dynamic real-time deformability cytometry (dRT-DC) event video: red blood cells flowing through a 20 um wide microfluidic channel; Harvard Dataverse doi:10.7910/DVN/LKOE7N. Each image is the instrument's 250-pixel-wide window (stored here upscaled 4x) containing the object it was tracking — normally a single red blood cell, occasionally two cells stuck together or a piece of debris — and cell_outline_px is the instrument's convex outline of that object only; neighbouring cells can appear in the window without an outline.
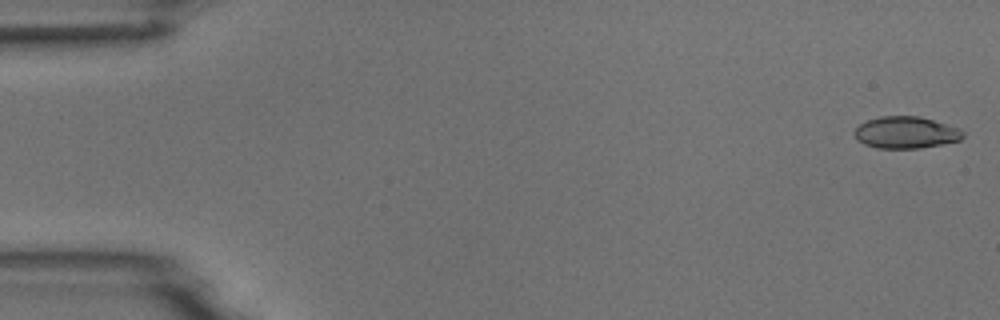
{"species": "common noctule bat (a hibernating species)", "species_latin": "Nyctalus noctula", "temperature_condition": "room temperature", "stored_images_in_passage": 54, "camera_frame_rate_fps": 3000, "um_per_image_px": 0.085, "animal": {"sex": "male", "body_mass_g": 18.8}, "frame": {"image": 1, "passage_image": 1, "time_ms": 0.0, "image_size_px": [1000, 320], "cell_outline_px": [[964, 136], [960, 140], [920, 148], [876, 148], [864, 144], [856, 140], [852, 132], [860, 124], [868, 120], [880, 116], [920, 116], [960, 128], [964, 132]], "centroid_in_image_um": [76.98, 11.26], "position_along_channel_um": 8.0, "area_um2": 20.23}}
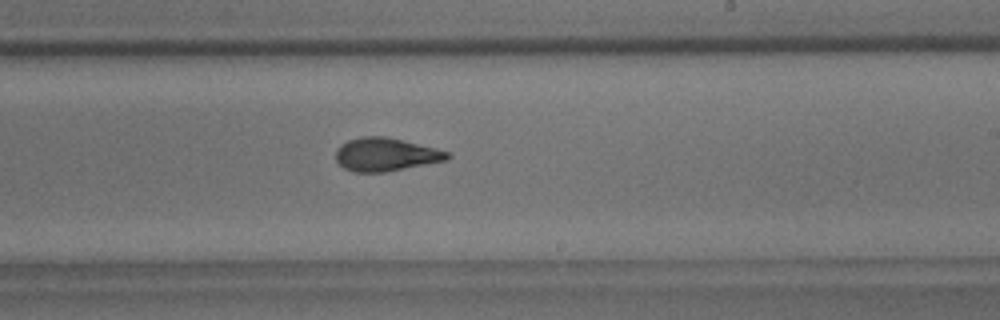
{"frame": {"image": 2, "passage_image": 32, "time_ms": 10.333, "image_size_px": [1000, 320], "cell_outline_px": [[452, 156], [448, 160], [384, 172], [352, 172], [344, 168], [336, 160], [336, 148], [340, 144], [348, 140], [364, 136], [384, 136], [436, 148], [448, 152]], "centroid_in_image_um": [32.77, 13.13], "position_along_channel_um": 256.2, "area_um2": 21.56}}
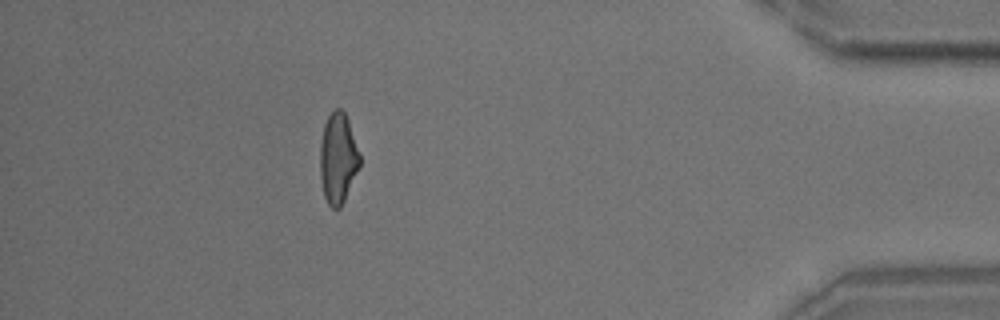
{"frame": {"image": 3, "passage_image": 48, "time_ms": 15.667, "image_size_px": [1000, 320], "cell_outline_px": [[360, 164], [344, 200], [340, 208], [332, 208], [328, 204], [324, 196], [320, 176], [320, 144], [324, 124], [328, 116], [336, 108], [340, 108], [344, 112], [348, 120], [360, 156]], "centroid_in_image_um": [28.71, 13.45], "position_along_channel_um": 406.5, "area_um2": 20.63}, "authors_computed_cell_mechanics": {"area_um2": 21.2993, "velocity_mm_per_s": 3.7417, "shape_relaxation_time_tau1_ms": 5.6719, "shape_relaxation_time_tau2_ms": 1.7721, "deformation_change_tau1": 0.1694, "deformation_change_tau2": 0.0792}}